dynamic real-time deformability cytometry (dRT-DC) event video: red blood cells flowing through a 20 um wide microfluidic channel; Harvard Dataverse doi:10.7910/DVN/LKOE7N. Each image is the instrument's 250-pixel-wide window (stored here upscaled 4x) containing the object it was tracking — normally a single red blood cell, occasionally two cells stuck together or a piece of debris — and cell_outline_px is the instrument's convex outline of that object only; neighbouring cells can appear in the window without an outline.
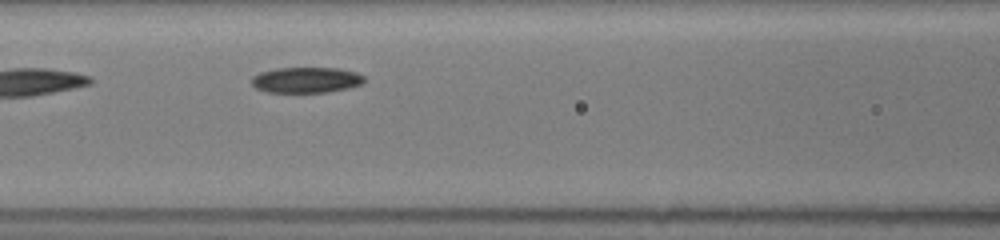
{"species": "common noctule bat (a hibernating species)", "species_latin": "Nyctalus noctula", "temperature_condition": "room temperature", "stored_images_in_passage": 16, "camera_frame_rate_fps": 3000, "um_per_image_px": 0.085, "animal": {"sex": "female", "body_mass_g": 19.5, "forearm_length_mm": 54.1}, "frame": {"image": 1, "passage_image": 7, "time_ms": 3.0, "image_size_px": [1000, 240], "cell_outline_px": [[364, 80], [360, 84], [348, 88], [324, 92], [268, 92], [256, 88], [252, 84], [252, 76], [260, 72], [276, 68], [340, 68], [356, 72], [364, 76]], "centroid_in_image_um": [26.01, 6.79], "position_along_channel_um": 140.6, "area_um2": 16.76}}
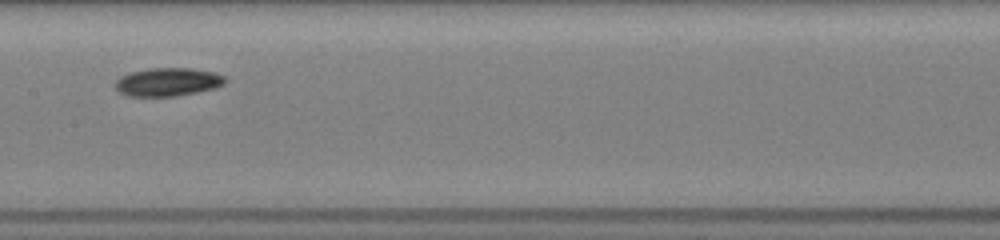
{"frame": {"image": 2, "passage_image": 11, "time_ms": 4.333, "image_size_px": [1000, 240], "cell_outline_px": [[228, 80], [224, 84], [216, 88], [176, 96], [128, 96], [120, 92], [116, 88], [116, 80], [120, 76], [132, 72], [152, 68], [192, 68], [216, 72], [224, 76]], "centroid_in_image_um": [14.31, 6.96], "position_along_channel_um": 193.1, "area_um2": 18.15}}